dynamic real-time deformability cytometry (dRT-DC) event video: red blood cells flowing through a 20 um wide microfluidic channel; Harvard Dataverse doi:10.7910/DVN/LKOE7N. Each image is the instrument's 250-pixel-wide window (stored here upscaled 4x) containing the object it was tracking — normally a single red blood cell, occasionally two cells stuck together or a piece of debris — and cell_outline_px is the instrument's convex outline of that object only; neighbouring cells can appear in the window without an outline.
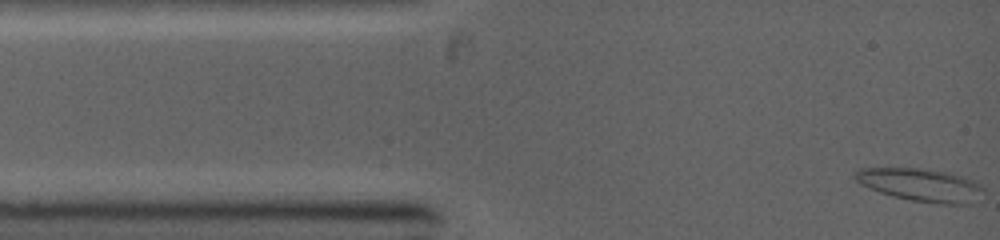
{"species": "common noctule bat (a hibernating species)", "species_latin": "Nyctalus noctula", "temperature_condition": "warm", "stored_images_in_passage": 56, "camera_frame_rate_fps": 5000, "um_per_image_px": 0.085, "animal": {"sex": "female", "body_mass_g": 19.0, "forearm_length_mm": 53.3}, "frame": {"image": 1, "passage_image": 1, "time_ms": 0.0, "image_size_px": [1000, 240], "cell_outline_px": [[984, 192], [976, 204], [940, 204], [908, 200], [892, 196], [880, 192], [860, 184], [852, 176], [852, 172], [860, 168], [916, 168], [948, 172], [964, 176], [980, 184], [984, 188]], "centroid_in_image_um": [78.3, 15.73], "position_along_channel_um": 6.7, "area_um2": 25.09}}
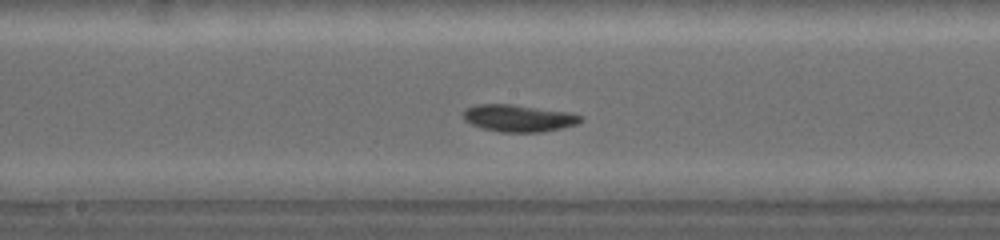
{"frame": {"image": 2, "passage_image": 24, "time_ms": 5.8, "image_size_px": [1000, 240], "cell_outline_px": [[584, 120], [576, 124], [560, 128], [540, 132], [500, 132], [480, 128], [464, 120], [464, 112], [468, 108], [476, 104], [512, 104], [568, 112], [584, 116]], "centroid_in_image_um": [44.09, 10.04], "position_along_channel_um": 204.1, "area_um2": 18.44}}
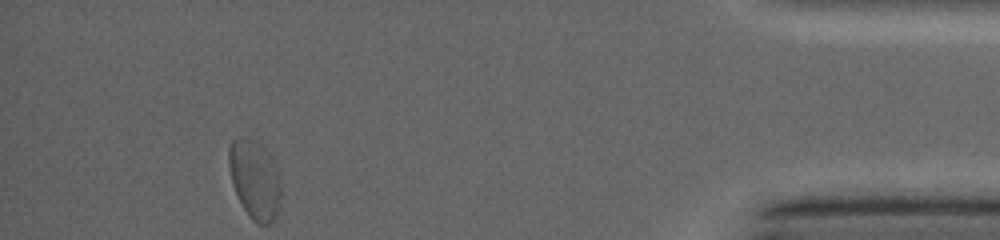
{"frame": {"image": 3, "passage_image": 56, "time_ms": 12.0, "image_size_px": [1000, 240], "cell_outline_px": [[280, 204], [272, 220], [268, 224], [260, 224], [252, 220], [248, 216], [232, 184], [228, 164], [228, 148], [232, 140], [248, 140], [264, 144], [276, 168], [280, 180]], "centroid_in_image_um": [21.65, 15.26], "position_along_channel_um": 413.6, "area_um2": 23.58}}